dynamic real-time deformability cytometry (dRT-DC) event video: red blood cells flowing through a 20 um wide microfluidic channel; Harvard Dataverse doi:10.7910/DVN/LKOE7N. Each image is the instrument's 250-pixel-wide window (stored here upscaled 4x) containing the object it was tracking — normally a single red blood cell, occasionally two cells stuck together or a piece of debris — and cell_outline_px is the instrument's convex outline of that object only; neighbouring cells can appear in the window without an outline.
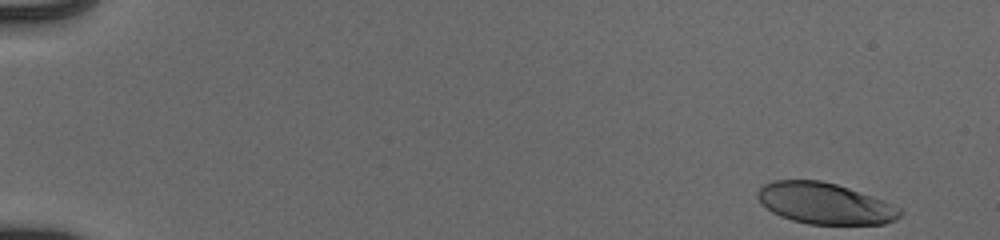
{"species": "human", "species_latin": "Homo sapiens", "temperature_condition": "cold", "stored_images_in_passage": 51, "camera_frame_rate_fps": 3000, "um_per_image_px": 0.085, "donor": {"sex": "male"}, "frame": {"image": 1, "passage_image": 1, "time_ms": 0.0, "image_size_px": [1000, 240], "cell_outline_px": [[904, 212], [896, 220], [884, 224], [808, 224], [792, 220], [780, 216], [772, 212], [756, 196], [756, 192], [764, 184], [772, 180], [820, 180], [836, 184], [884, 200], [900, 208]], "centroid_in_image_um": [70.13, 17.29], "position_along_channel_um": 14.9, "area_um2": 34.16}}
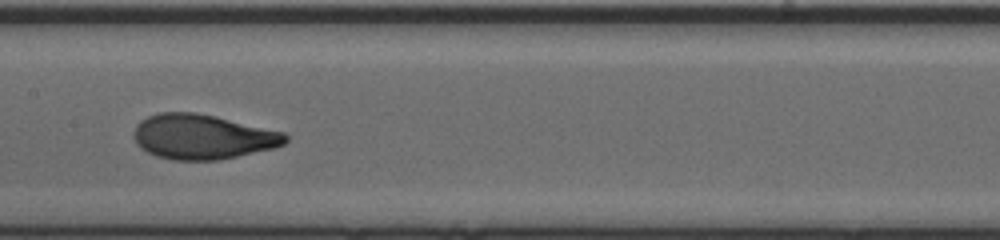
{"frame": {"image": 2, "passage_image": 27, "time_ms": 8.667, "image_size_px": [1000, 240], "cell_outline_px": [[288, 140], [284, 144], [276, 148], [220, 160], [172, 160], [156, 156], [140, 148], [136, 144], [132, 136], [132, 132], [136, 124], [140, 120], [148, 116], [160, 112], [196, 112], [216, 116], [284, 132], [288, 136]], "centroid_in_image_um": [17.2, 11.63], "position_along_channel_um": 190.2, "area_um2": 40.11}}
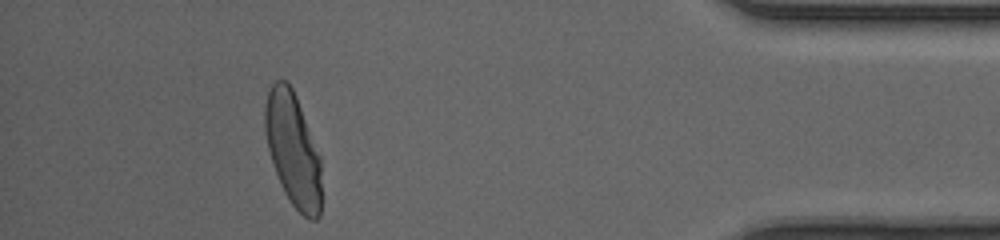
{"frame": {"image": 3, "passage_image": 47, "time_ms": 15.333, "image_size_px": [1000, 240], "cell_outline_px": [[324, 200], [320, 216], [316, 220], [308, 220], [292, 204], [284, 192], [280, 184], [268, 148], [264, 128], [264, 104], [268, 92], [272, 84], [276, 80], [288, 80], [296, 96], [320, 156]], "centroid_in_image_um": [24.94, 12.78], "position_along_channel_um": 410.3, "area_um2": 38.03}, "authors_computed_cell_mechanics": {"area_um2": 38.437, "velocity_mm_per_s": 3.9539, "shape_relaxation_time_tau1_ms": 3.6572, "shape_relaxation_time_tau2_ms": null, "deformation_change_tau1": 0.1998, "deformation_change_tau2": null}}